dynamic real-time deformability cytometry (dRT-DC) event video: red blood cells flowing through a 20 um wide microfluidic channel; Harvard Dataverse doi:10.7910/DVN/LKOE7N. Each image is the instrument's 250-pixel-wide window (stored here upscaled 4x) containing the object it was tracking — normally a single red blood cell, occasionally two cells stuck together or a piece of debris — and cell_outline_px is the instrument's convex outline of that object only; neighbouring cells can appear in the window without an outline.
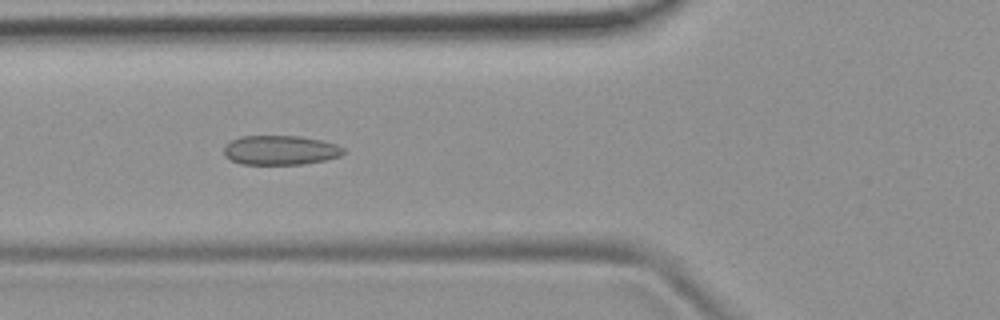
{"species": "common noctule bat (a hibernating species)", "species_latin": "Nyctalus noctula", "temperature_condition": "room temperature", "stored_images_in_passage": 52, "camera_frame_rate_fps": 3000, "um_per_image_px": 0.085, "animal": {"sex": "female", "body_mass_g": 19.9}, "frame": {"image": 1, "passage_image": 19, "time_ms": 6.0, "image_size_px": [1000, 320], "cell_outline_px": [[344, 152], [340, 156], [324, 160], [304, 164], [240, 164], [224, 156], [224, 144], [240, 136], [300, 136], [320, 140], [336, 144], [344, 148]], "centroid_in_image_um": [23.8, 12.76], "position_along_channel_um": 102.0, "area_um2": 20.52}}
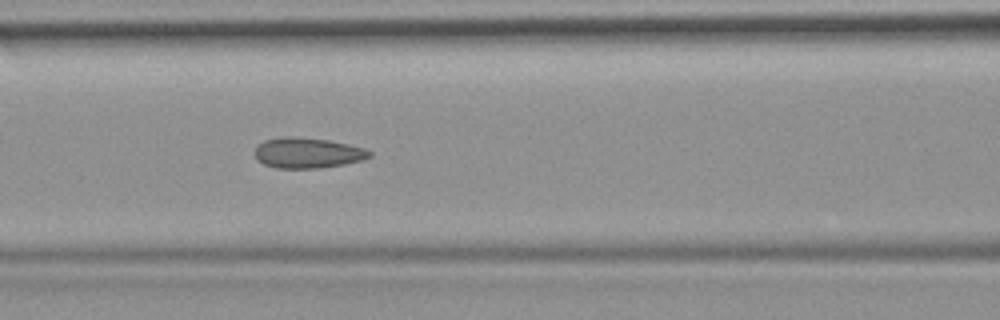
{"frame": {"image": 2, "passage_image": 22, "time_ms": 7.0, "image_size_px": [1000, 320], "cell_outline_px": [[372, 156], [364, 160], [344, 164], [320, 168], [276, 168], [264, 164], [256, 160], [252, 152], [256, 144], [264, 140], [280, 136], [296, 136], [328, 140], [348, 144], [364, 148], [372, 152]], "centroid_in_image_um": [26.08, 12.99], "position_along_channel_um": 140.5, "area_um2": 20.87}}
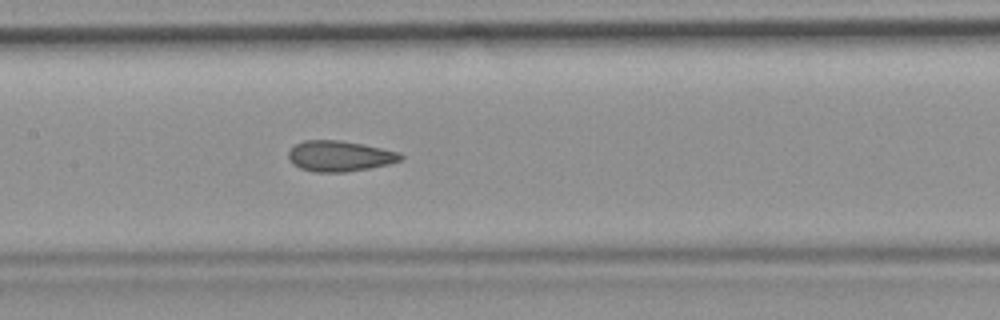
{"frame": {"image": 3, "passage_image": 25, "time_ms": 8.0, "image_size_px": [1000, 320], "cell_outline_px": [[404, 160], [388, 164], [368, 168], [344, 172], [312, 172], [300, 168], [292, 164], [288, 156], [288, 152], [296, 144], [304, 140], [340, 140], [364, 144], [400, 152], [404, 156]], "centroid_in_image_um": [28.89, 13.26], "position_along_channel_um": 178.5, "area_um2": 20.17}, "authors_computed_cell_mechanics": {"area_um2": 20.4612, "velocity_mm_per_s": 3.8204, "shape_relaxation_time_tau1_ms": null, "shape_relaxation_time_tau2_ms": 1.5816, "deformation_change_tau1": null, "deformation_change_tau2": 0.0839}}